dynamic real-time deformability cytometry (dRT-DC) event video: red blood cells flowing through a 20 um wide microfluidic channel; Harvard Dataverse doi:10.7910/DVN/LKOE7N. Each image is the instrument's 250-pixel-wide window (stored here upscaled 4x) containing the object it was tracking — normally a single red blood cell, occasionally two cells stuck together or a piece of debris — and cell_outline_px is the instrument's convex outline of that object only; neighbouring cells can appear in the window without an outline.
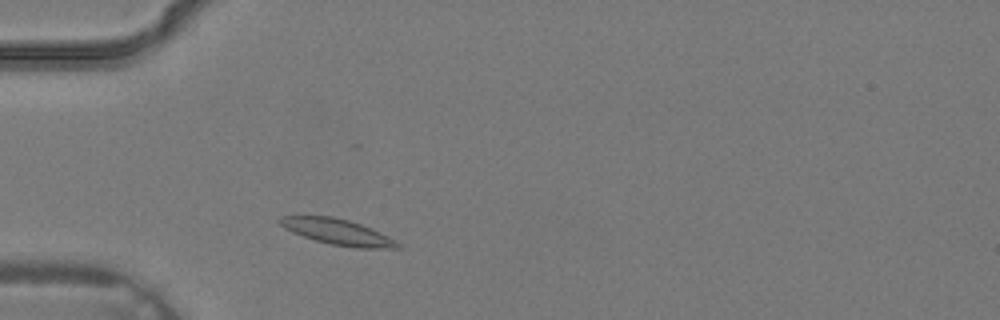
{"species": "common noctule bat (a hibernating species)", "species_latin": "Nyctalus noctula", "temperature_condition": "warm", "stored_images_in_passage": 1, "camera_frame_rate_fps": 3000, "um_per_image_px": 0.085, "animal": {"sex": "male", "body_mass_g": 19.2, "forearm_length_mm": 51.8}, "frame": {"image": 1, "passage_image": 1, "time_ms": 0.0, "image_size_px": [1000, 320], "cell_outline_px": [[400, 248], [356, 248], [332, 244], [316, 240], [292, 232], [284, 228], [276, 220], [280, 216], [332, 216], [348, 220], [360, 224], [380, 232], [400, 244]], "centroid_in_image_um": [28.65, 19.7], "position_along_channel_um": 56.3, "area_um2": 17.4}}